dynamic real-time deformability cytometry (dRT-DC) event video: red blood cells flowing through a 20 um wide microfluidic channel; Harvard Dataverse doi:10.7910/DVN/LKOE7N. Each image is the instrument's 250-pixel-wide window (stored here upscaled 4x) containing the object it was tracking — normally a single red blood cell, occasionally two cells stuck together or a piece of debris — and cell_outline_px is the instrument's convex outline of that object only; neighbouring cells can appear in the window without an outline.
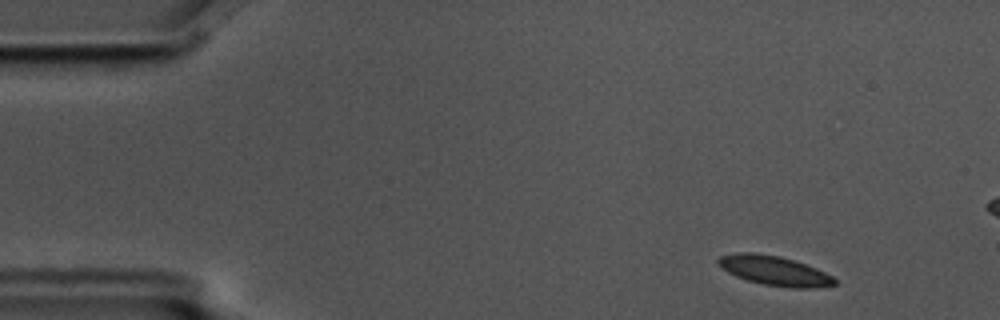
{"species": "common noctule bat (a hibernating species)", "species_latin": "Nyctalus noctula", "temperature_condition": "cold", "stored_images_in_passage": 5, "camera_frame_rate_fps": 3000, "um_per_image_px": 0.085, "animal": {"sex": "male", "body_mass_g": 17.5, "forearm_length_mm": 52.3}, "frame": {"image": 1, "passage_image": 1, "time_ms": 0.0, "image_size_px": [1000, 320], "cell_outline_px": [[836, 284], [816, 288], [792, 288], [764, 284], [748, 280], [736, 276], [728, 272], [716, 260], [720, 256], [736, 252], [752, 252], [780, 256], [816, 268], [832, 276], [836, 280]], "centroid_in_image_um": [65.84, 23.0], "position_along_channel_um": 19.2, "area_um2": 19.77}}